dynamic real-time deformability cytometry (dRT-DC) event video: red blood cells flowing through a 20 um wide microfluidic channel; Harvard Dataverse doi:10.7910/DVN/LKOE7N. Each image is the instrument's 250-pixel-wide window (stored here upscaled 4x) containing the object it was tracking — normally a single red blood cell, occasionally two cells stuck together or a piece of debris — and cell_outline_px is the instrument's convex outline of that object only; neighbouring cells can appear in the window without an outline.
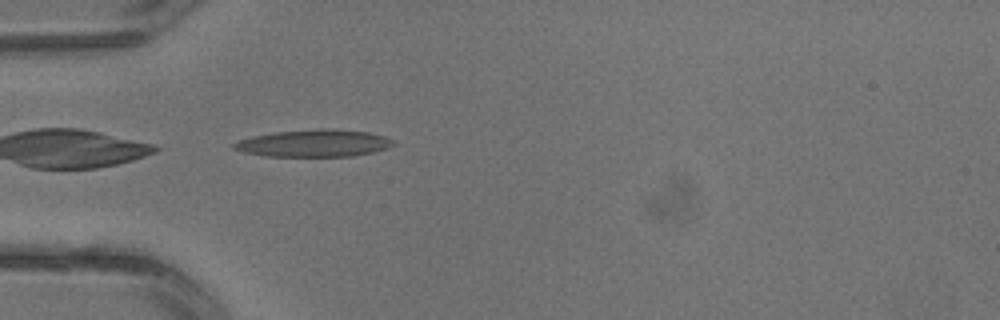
{"species": "common noctule bat (a hibernating species)", "species_latin": "Nyctalus noctula", "temperature_condition": "warm", "stored_images_in_passage": 3, "camera_frame_rate_fps": 3000, "um_per_image_px": 0.085, "animal": {"sex": "male", "body_mass_g": 13.3}, "frame": {"image": 1, "passage_image": 3, "time_ms": 0.667, "image_size_px": [1000, 320], "cell_outline_px": [[396, 144], [388, 148], [372, 152], [352, 156], [264, 156], [244, 152], [232, 148], [232, 144], [240, 140], [252, 136], [276, 132], [316, 128], [320, 128], [368, 132], [384, 136], [392, 140]], "centroid_in_image_um": [26.68, 12.17], "position_along_channel_um": 58.3, "area_um2": 25.14}}